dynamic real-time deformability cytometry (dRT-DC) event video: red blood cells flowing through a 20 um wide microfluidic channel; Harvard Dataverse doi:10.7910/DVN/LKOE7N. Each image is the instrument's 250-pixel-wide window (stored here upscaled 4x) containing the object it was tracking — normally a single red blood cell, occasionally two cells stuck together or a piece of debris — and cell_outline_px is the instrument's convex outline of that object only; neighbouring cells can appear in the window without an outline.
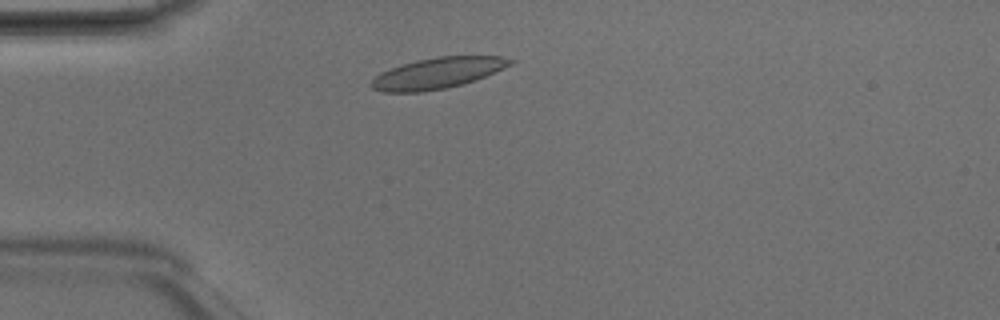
{"species": "Egyptian fruit bat (a non-hibernating species)", "species_latin": "Rousettus aegyptiacus", "temperature_condition": "room temperature", "stored_images_in_passage": 2, "camera_frame_rate_fps": 3000, "um_per_image_px": 0.085, "animal": {"sex": "male"}, "frame": {"image": 1, "passage_image": 2, "time_ms": 0.333, "image_size_px": [1000, 320], "cell_outline_px": [[516, 60], [512, 64], [504, 68], [476, 80], [448, 88], [420, 92], [384, 92], [372, 88], [368, 84], [380, 72], [416, 60], [436, 56], [500, 56]], "centroid_in_image_um": [37.2, 6.21], "position_along_channel_um": 47.8, "area_um2": 25.09}}